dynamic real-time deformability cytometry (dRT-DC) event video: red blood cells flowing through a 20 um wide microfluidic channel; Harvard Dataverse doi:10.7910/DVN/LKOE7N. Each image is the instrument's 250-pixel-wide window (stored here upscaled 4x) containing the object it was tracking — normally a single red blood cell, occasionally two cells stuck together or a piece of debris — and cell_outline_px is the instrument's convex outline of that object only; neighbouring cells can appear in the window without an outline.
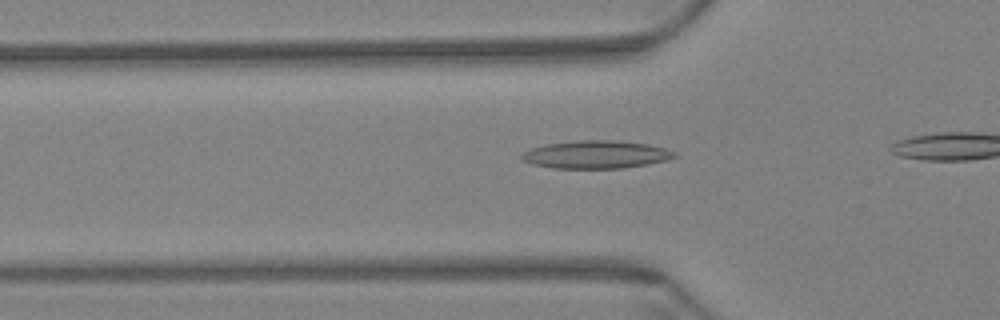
{"species": "Egyptian fruit bat (a non-hibernating species)", "species_latin": "Rousettus aegyptiacus", "temperature_condition": "warm", "stored_images_in_passage": 34, "camera_frame_rate_fps": 3000, "um_per_image_px": 0.085, "animal": {"sex": "female"}, "frame": {"image": 1, "passage_image": 6, "time_ms": 1.667, "image_size_px": [1000, 320], "cell_outline_px": [[680, 156], [664, 160], [624, 168], [552, 168], [532, 164], [524, 160], [520, 156], [524, 152], [532, 148], [544, 144], [576, 140], [612, 140], [648, 144], [664, 148], [676, 152]], "centroid_in_image_um": [50.65, 13.13], "position_along_channel_um": 75.1, "area_um2": 24.68}}
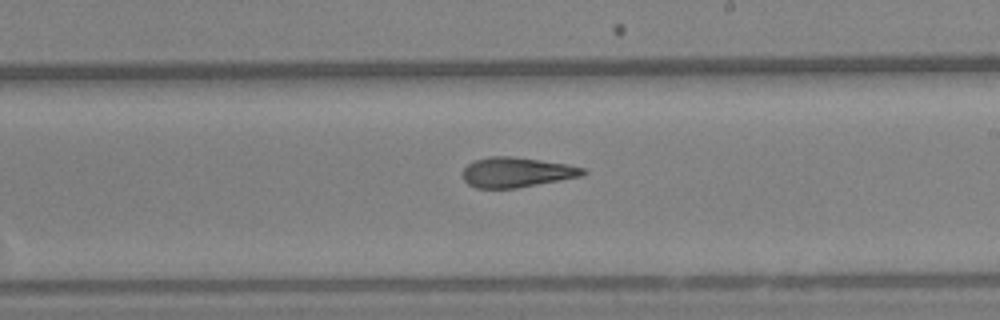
{"frame": {"image": 2, "passage_image": 21, "time_ms": 6.667, "image_size_px": [1000, 320], "cell_outline_px": [[588, 172], [584, 176], [516, 188], [476, 188], [468, 184], [464, 180], [464, 168], [468, 164], [476, 160], [488, 156], [512, 156], [568, 164], [584, 168]], "centroid_in_image_um": [43.95, 14.64], "position_along_channel_um": 245.0, "area_um2": 21.04}}
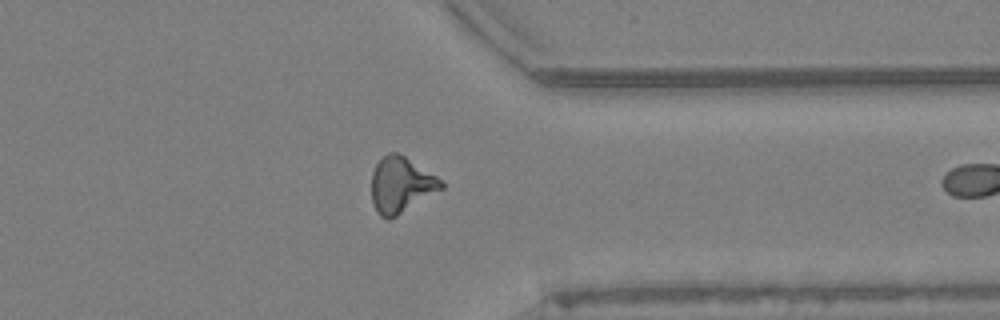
{"frame": {"image": 3, "passage_image": 33, "time_ms": 10.667, "image_size_px": [1000, 320], "cell_outline_px": [[444, 188], [396, 216], [388, 220], [380, 216], [376, 212], [372, 200], [372, 172], [376, 164], [388, 152], [396, 152], [404, 156], [444, 180]], "centroid_in_image_um": [34.09, 15.72], "position_along_channel_um": 377.3, "area_um2": 22.6}}